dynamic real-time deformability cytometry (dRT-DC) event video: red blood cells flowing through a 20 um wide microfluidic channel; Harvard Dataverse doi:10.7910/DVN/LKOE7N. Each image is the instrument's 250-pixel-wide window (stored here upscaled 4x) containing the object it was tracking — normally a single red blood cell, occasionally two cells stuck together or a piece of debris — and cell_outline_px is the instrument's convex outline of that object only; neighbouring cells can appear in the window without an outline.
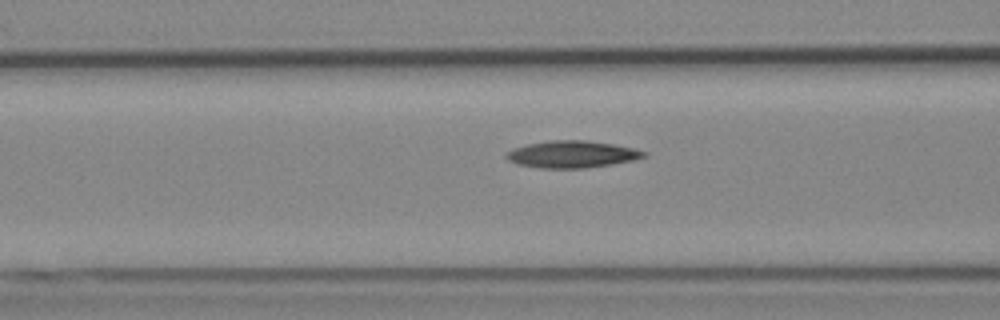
{"species": "Egyptian fruit bat (a non-hibernating species)", "species_latin": "Rousettus aegyptiacus", "temperature_condition": "cold", "stored_images_in_passage": 30, "camera_frame_rate_fps": 3000, "um_per_image_px": 0.085, "animal": {"sex": "female"}, "frame": {"image": 1, "passage_image": 18, "time_ms": 5.667, "image_size_px": [1000, 320], "cell_outline_px": [[648, 156], [632, 160], [612, 164], [584, 168], [540, 168], [516, 164], [508, 160], [504, 156], [504, 152], [512, 148], [528, 144], [548, 140], [584, 140], [612, 144], [632, 148], [648, 152]], "centroid_in_image_um": [48.57, 13.11], "position_along_channel_um": 118.0, "area_um2": 21.73}}
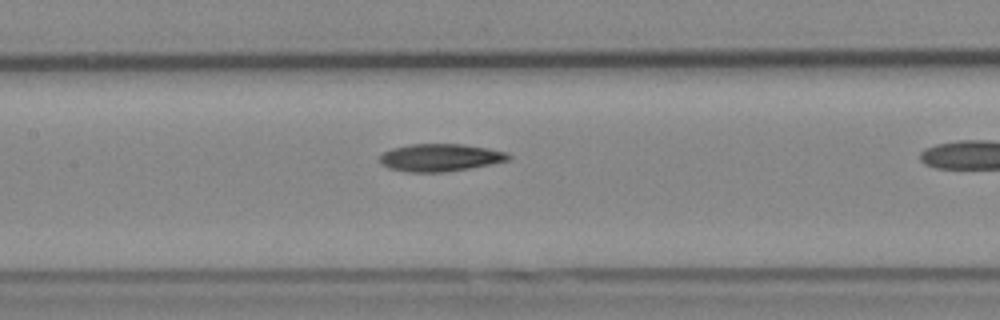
{"frame": {"image": 2, "passage_image": 22, "time_ms": 7.0, "image_size_px": [1000, 320], "cell_outline_px": [[512, 156], [508, 160], [492, 164], [444, 172], [408, 172], [388, 168], [380, 164], [380, 156], [384, 152], [392, 148], [412, 144], [464, 144], [488, 148], [508, 152]], "centroid_in_image_um": [37.43, 13.39], "position_along_channel_um": 170.0, "area_um2": 20.69}}